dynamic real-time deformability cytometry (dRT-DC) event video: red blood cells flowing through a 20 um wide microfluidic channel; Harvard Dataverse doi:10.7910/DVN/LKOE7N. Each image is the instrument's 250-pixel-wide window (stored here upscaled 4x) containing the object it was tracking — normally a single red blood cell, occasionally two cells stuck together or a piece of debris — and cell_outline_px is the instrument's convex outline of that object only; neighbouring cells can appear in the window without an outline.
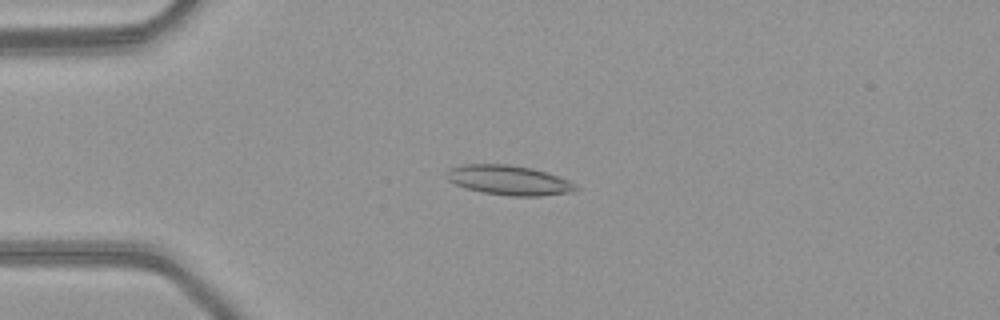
{"species": "common noctule bat (a hibernating species)", "species_latin": "Nyctalus noctula", "temperature_condition": "warm", "stored_images_in_passage": 49, "camera_frame_rate_fps": 3000, "um_per_image_px": 0.085, "animal": {"sex": "female", "body_mass_g": 21.9}, "frame": {"image": 1, "passage_image": 12, "time_ms": 3.667, "image_size_px": [1000, 320], "cell_outline_px": [[580, 188], [572, 192], [540, 196], [508, 196], [484, 192], [468, 188], [456, 184], [448, 180], [444, 172], [448, 168], [464, 164], [508, 164], [532, 168], [568, 180], [576, 184]], "centroid_in_image_um": [43.24, 15.31], "position_along_channel_um": 41.8, "area_um2": 22.31}}
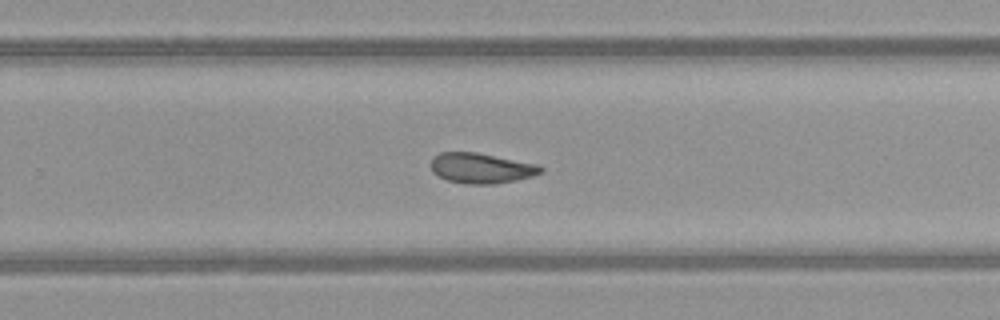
{"frame": {"image": 2, "passage_image": 32, "time_ms": 10.333, "image_size_px": [1000, 320], "cell_outline_px": [[544, 172], [532, 176], [516, 180], [496, 184], [468, 184], [448, 180], [436, 176], [432, 172], [432, 156], [440, 152], [476, 152], [540, 164], [544, 168]], "centroid_in_image_um": [40.93, 14.29], "position_along_channel_um": 288.9, "area_um2": 19.65}}
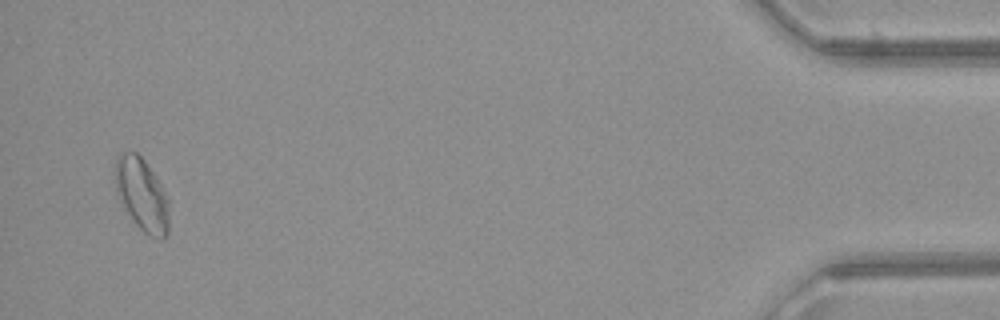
{"frame": {"image": 3, "passage_image": 48, "time_ms": 15.667, "image_size_px": [1000, 320], "cell_outline_px": [[168, 236], [164, 240], [156, 240], [148, 236], [136, 224], [120, 200], [116, 192], [116, 160], [120, 152], [136, 152], [144, 160], [156, 176], [168, 196]], "centroid_in_image_um": [12.1, 16.58], "position_along_channel_um": 423.1, "area_um2": 22.83}, "authors_computed_cell_mechanics": {"area_um2": 20.7502, "velocity_mm_per_s": 4.1037, "shape_relaxation_time_tau1_ms": null, "shape_relaxation_time_tau2_ms": 2.7823, "deformation_change_tau1": null, "deformation_change_tau2": 0.0927}}